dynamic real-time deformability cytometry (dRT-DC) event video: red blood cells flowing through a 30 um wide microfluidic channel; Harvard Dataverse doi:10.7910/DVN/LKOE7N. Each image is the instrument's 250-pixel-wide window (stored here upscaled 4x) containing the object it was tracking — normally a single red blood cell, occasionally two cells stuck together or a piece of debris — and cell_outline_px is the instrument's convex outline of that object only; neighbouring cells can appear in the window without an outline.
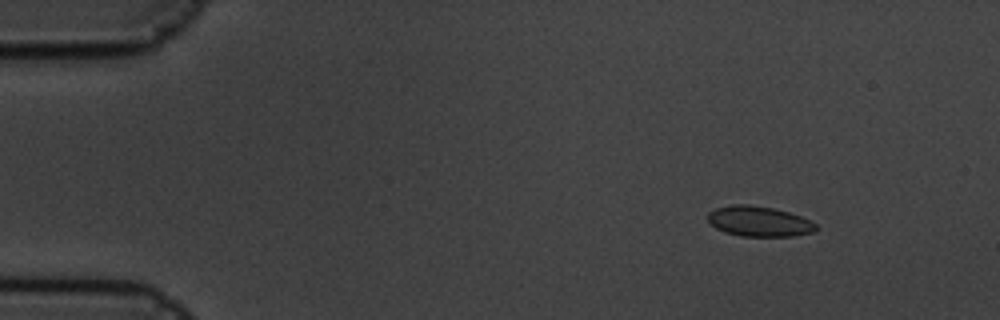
{"species": "common noctule bat (a hibernating species)", "species_latin": "Nyctalus noctula", "temperature_condition": "cold", "stored_images_in_passage": 6, "camera_frame_rate_fps": 3000, "um_per_image_px": 0.085, "animal": {"sex": "male", "body_mass_g": 19.5, "forearm_length_mm": 54.6}, "frame": {"image": 1, "passage_image": 3, "time_ms": 0.667, "image_size_px": [1000, 320], "cell_outline_px": [[816, 228], [812, 232], [796, 236], [740, 236], [724, 232], [716, 228], [708, 220], [708, 212], [716, 208], [732, 204], [748, 204], [772, 208], [788, 212], [800, 216], [816, 224]], "centroid_in_image_um": [64.49, 18.81], "position_along_channel_um": 20.5, "area_um2": 18.96}}
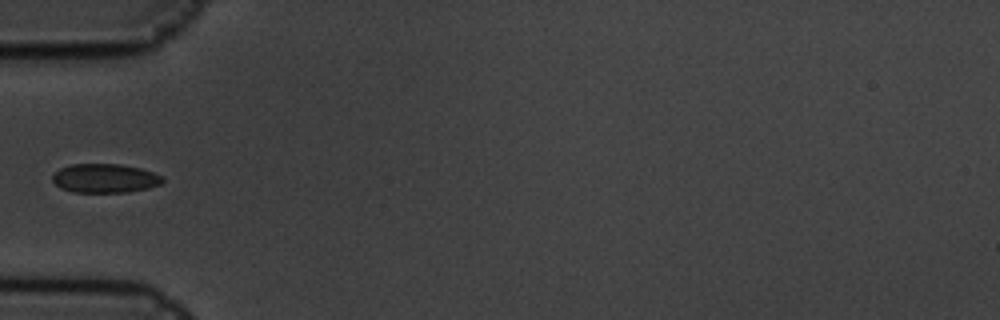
{"frame": {"image": 2, "passage_image": 6, "time_ms": 1.667, "image_size_px": [1000, 320], "cell_outline_px": [[164, 180], [160, 184], [148, 188], [128, 192], [72, 192], [60, 188], [52, 180], [52, 176], [60, 168], [72, 164], [120, 164], [140, 168], [164, 176]], "centroid_in_image_um": [8.92, 15.15], "position_along_channel_um": 76.1, "area_um2": 18.61}}